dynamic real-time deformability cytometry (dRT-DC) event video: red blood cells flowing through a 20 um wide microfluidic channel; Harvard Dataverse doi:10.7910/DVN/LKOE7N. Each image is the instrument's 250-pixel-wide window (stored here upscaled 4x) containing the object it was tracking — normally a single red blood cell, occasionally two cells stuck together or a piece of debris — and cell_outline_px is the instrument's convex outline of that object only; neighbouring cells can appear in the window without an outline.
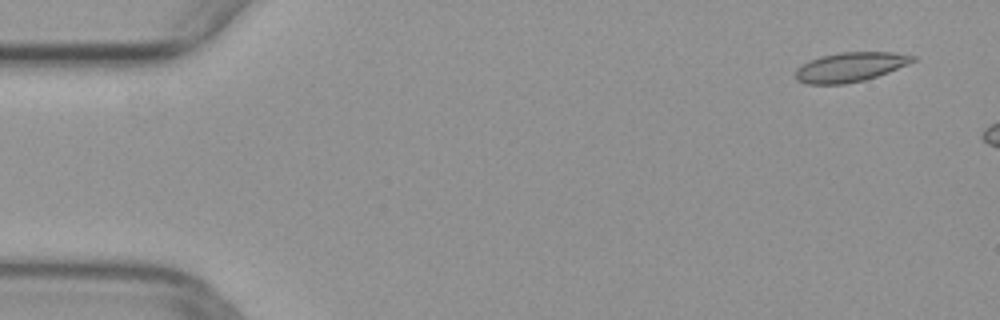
{"species": "common noctule bat (a hibernating species)", "species_latin": "Nyctalus noctula", "temperature_condition": "warm", "stored_images_in_passage": 14, "camera_frame_rate_fps": 3000, "um_per_image_px": 0.085, "animal": {"sex": "female", "body_mass_g": 29.2, "forearm_length_mm": 56.3}, "frame": {"image": 1, "passage_image": 3, "time_ms": 0.667, "image_size_px": [1000, 320], "cell_outline_px": [[916, 60], [908, 64], [888, 72], [864, 80], [844, 84], [804, 84], [796, 80], [796, 68], [808, 60], [820, 56], [840, 52], [892, 52], [916, 56]], "centroid_in_image_um": [72.23, 5.69], "position_along_channel_um": 12.8, "area_um2": 20.17}}
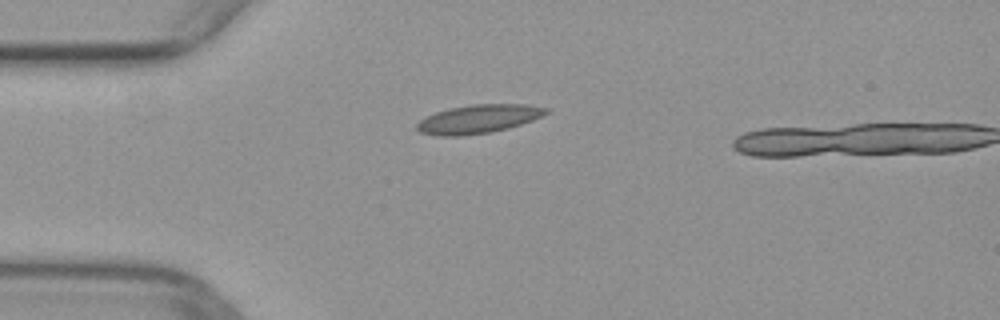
{"frame": {"image": 2, "passage_image": 13, "time_ms": 4.0, "image_size_px": [1000, 320], "cell_outline_px": [[552, 112], [532, 120], [508, 128], [492, 132], [460, 136], [436, 136], [420, 132], [416, 128], [416, 124], [424, 116], [448, 108], [472, 104], [528, 104], [548, 108]], "centroid_in_image_um": [40.66, 10.11], "position_along_channel_um": 44.3, "area_um2": 21.79}}